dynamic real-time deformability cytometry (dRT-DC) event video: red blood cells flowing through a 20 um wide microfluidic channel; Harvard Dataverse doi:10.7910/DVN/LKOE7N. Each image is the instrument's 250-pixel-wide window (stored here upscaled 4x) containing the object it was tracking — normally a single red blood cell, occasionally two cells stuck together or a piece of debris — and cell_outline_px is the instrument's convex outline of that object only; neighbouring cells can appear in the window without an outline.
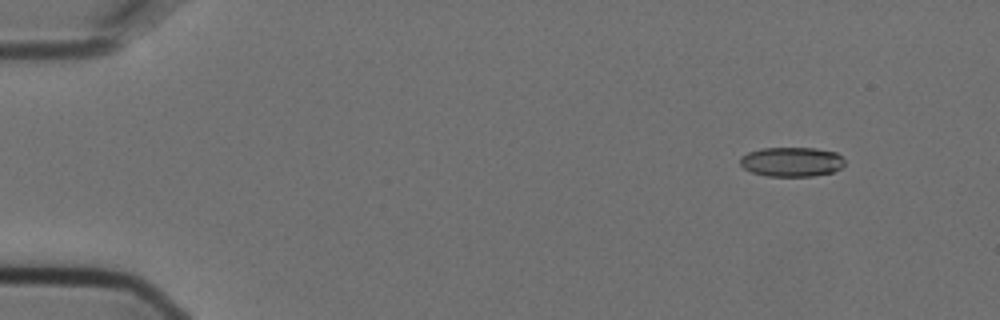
{"species": "Egyptian fruit bat (a non-hibernating species)", "species_latin": "Rousettus aegyptiacus", "temperature_condition": "cold", "stored_images_in_passage": 7, "camera_frame_rate_fps": 3000, "um_per_image_px": 0.085, "animal": {"sex": "female"}, "frame": {"image": 1, "passage_image": 2, "time_ms": 0.333, "image_size_px": [1000, 320], "cell_outline_px": [[844, 164], [840, 168], [832, 172], [812, 176], [768, 176], [752, 172], [744, 168], [740, 164], [740, 156], [748, 152], [760, 148], [816, 148], [836, 152], [844, 160]], "centroid_in_image_um": [67.27, 13.75], "position_along_channel_um": 17.7, "area_um2": 17.98}}
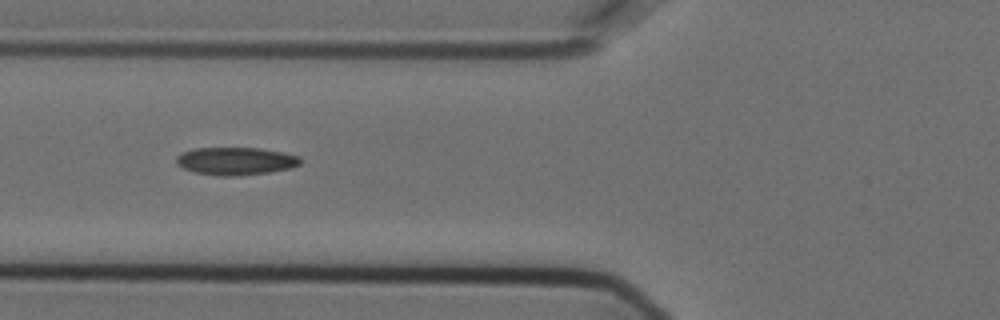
{"frame": {"image": 2, "passage_image": 6, "time_ms": 1.667, "image_size_px": [1000, 320], "cell_outline_px": [[300, 164], [288, 168], [268, 172], [240, 176], [220, 176], [196, 172], [184, 168], [176, 164], [176, 156], [184, 152], [196, 148], [260, 148], [300, 156]], "centroid_in_image_um": [20.02, 13.69], "position_along_channel_um": 105.8, "area_um2": 19.83}}
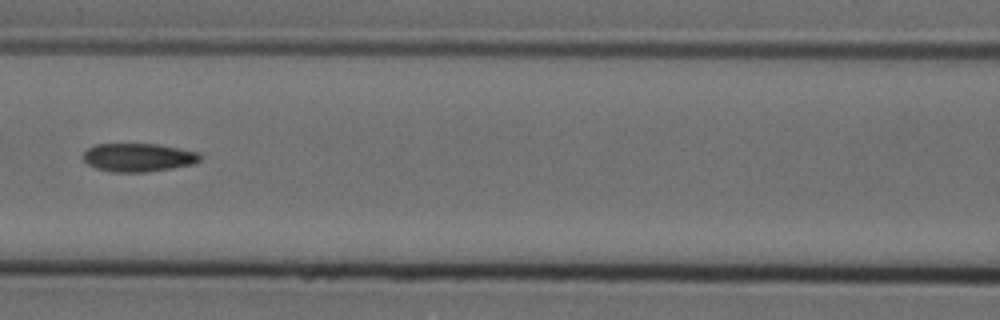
{"frame": {"image": 3, "passage_image": 7, "time_ms": 2.0, "image_size_px": [1000, 320], "cell_outline_px": [[200, 160], [192, 164], [172, 168], [144, 172], [112, 172], [96, 168], [88, 164], [80, 156], [88, 148], [96, 144], [156, 144], [200, 152]], "centroid_in_image_um": [11.72, 13.38], "position_along_channel_um": 154.9, "area_um2": 19.31}}